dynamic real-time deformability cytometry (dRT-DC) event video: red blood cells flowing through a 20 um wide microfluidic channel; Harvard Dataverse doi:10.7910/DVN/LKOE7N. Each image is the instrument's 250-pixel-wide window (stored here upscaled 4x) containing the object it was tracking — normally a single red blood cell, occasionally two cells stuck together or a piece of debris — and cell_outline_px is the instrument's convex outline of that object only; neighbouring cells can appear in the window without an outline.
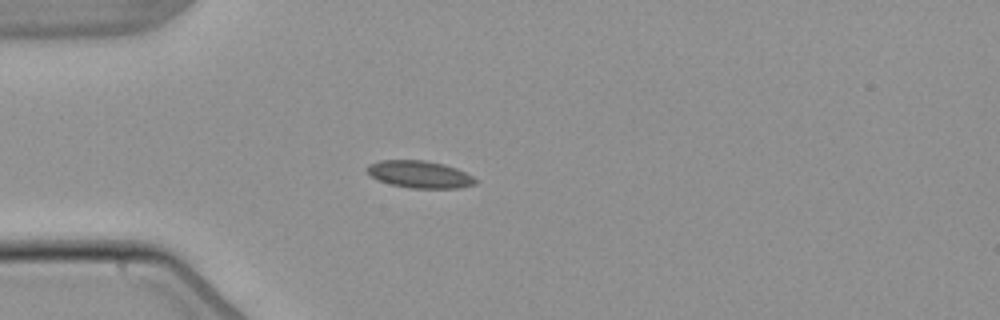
{"species": "common noctule bat (a hibernating species)", "species_latin": "Nyctalus noctula", "temperature_condition": "warm", "stored_images_in_passage": 40, "camera_frame_rate_fps": 3000, "um_per_image_px": 0.085, "animal": {"sex": "male", "body_mass_g": 21.5, "forearm_length_mm": 52.0}, "frame": {"image": 1, "passage_image": 1, "time_ms": 0.0, "image_size_px": [1000, 320], "cell_outline_px": [[476, 184], [460, 188], [408, 188], [376, 180], [364, 168], [368, 164], [380, 160], [424, 160], [444, 164], [456, 168], [472, 176], [476, 180]], "centroid_in_image_um": [35.64, 14.82], "position_along_channel_um": 49.4, "area_um2": 17.22}}
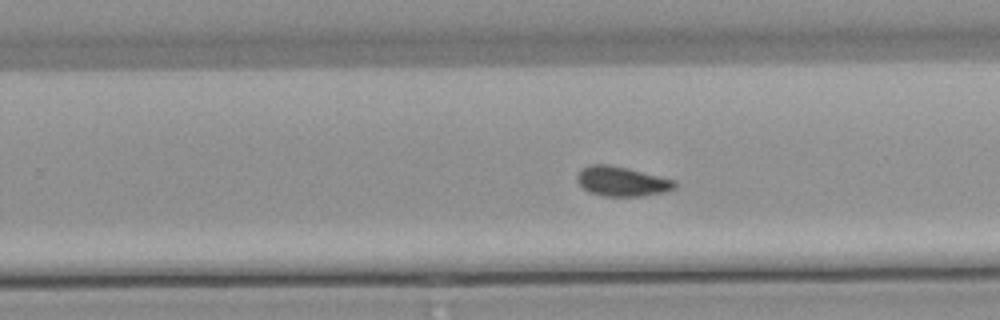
{"frame": {"image": 2, "passage_image": 20, "time_ms": 6.333, "image_size_px": [1000, 320], "cell_outline_px": [[676, 188], [664, 192], [640, 196], [604, 196], [588, 192], [576, 180], [576, 176], [588, 164], [608, 164], [628, 168], [676, 180]], "centroid_in_image_um": [52.87, 15.41], "position_along_channel_um": 276.9, "area_um2": 16.88}}
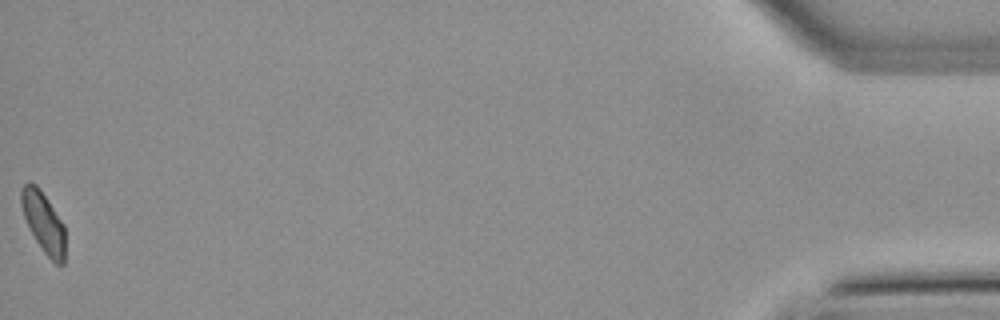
{"frame": {"image": 3, "passage_image": 40, "time_ms": 13.0, "image_size_px": [1000, 320], "cell_outline_px": [[64, 264], [56, 264], [44, 252], [36, 240], [24, 216], [20, 204], [20, 188], [28, 180], [36, 184], [40, 188], [64, 224]], "centroid_in_image_um": [3.67, 18.83], "position_along_channel_um": 431.5, "area_um2": 15.43}, "authors_computed_cell_mechanics": {"area_um2": 16.5019, "velocity_mm_per_s": 3.8152, "shape_relaxation_time_tau1_ms": 10.5276, "shape_relaxation_time_tau2_ms": 2.733, "deformation_change_tau1": 0.1533, "deformation_change_tau2": 0.0662}}